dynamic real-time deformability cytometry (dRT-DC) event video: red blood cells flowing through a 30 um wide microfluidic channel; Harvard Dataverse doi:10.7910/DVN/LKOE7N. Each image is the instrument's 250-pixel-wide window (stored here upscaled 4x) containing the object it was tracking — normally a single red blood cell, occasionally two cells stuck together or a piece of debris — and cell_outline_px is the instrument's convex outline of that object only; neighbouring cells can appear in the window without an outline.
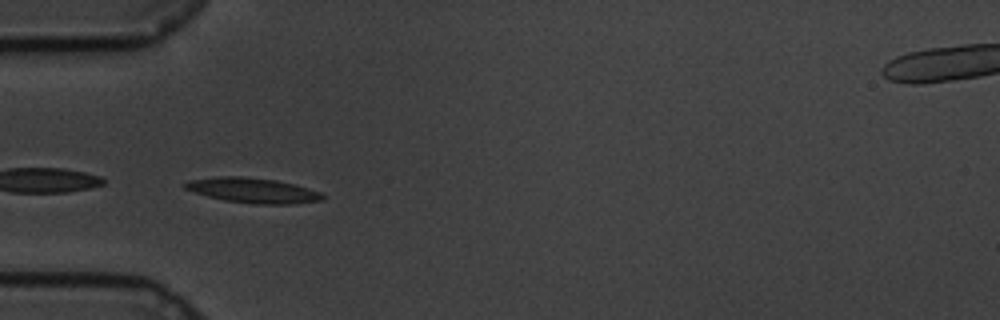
{"species": "common noctule bat (a hibernating species)", "species_latin": "Nyctalus noctula", "temperature_condition": "cold", "stored_images_in_passage": 49, "camera_frame_rate_fps": 3000, "um_per_image_px": 0.085, "animal": {"sex": "male", "body_mass_g": 19.5, "forearm_length_mm": 54.6}, "frame": {"image": 1, "passage_image": 8, "time_ms": 2.333, "image_size_px": [1000, 320], "cell_outline_px": [[324, 200], [292, 204], [252, 204], [224, 200], [208, 196], [184, 188], [180, 184], [188, 180], [220, 176], [240, 176], [276, 180], [308, 188], [320, 192], [324, 196]], "centroid_in_image_um": [21.47, 16.18], "position_along_channel_um": 63.5, "area_um2": 20.06}}
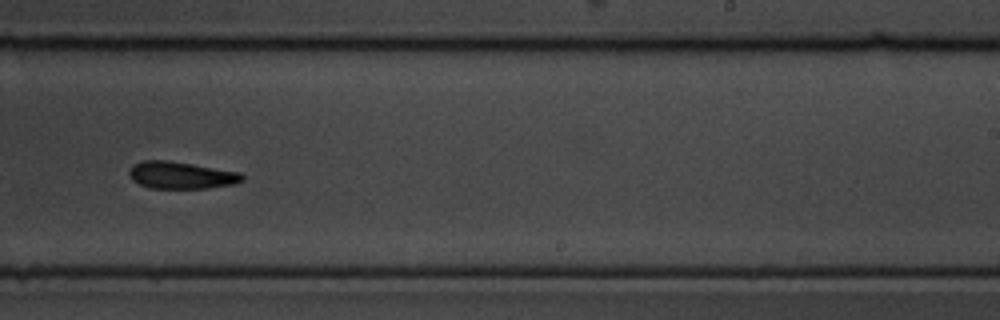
{"frame": {"image": 2, "passage_image": 27, "time_ms": 8.667, "image_size_px": [1000, 320], "cell_outline_px": [[244, 180], [232, 184], [208, 188], [148, 188], [132, 180], [128, 172], [132, 164], [140, 160], [168, 160], [240, 172], [244, 176]], "centroid_in_image_um": [15.35, 14.88], "position_along_channel_um": 273.6, "area_um2": 17.92}}
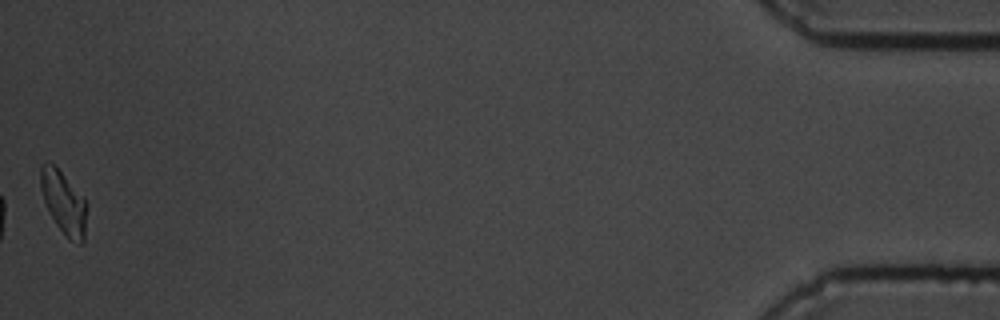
{"frame": {"image": 3, "passage_image": 49, "time_ms": 16.0, "image_size_px": [1000, 320], "cell_outline_px": [[88, 204], [84, 244], [80, 244], [68, 240], [56, 224], [48, 212], [40, 188], [40, 168], [44, 164], [52, 164], [60, 172]], "centroid_in_image_um": [5.43, 17.32], "position_along_channel_um": 429.8, "area_um2": 16.76}, "authors_computed_cell_mechanics": {"area_um2": 18.2648, "velocity_mm_per_s": 3.3566, "shape_relaxation_time_tau1_ms": 3.6651, "shape_relaxation_time_tau2_ms": 4.2644, "deformation_change_tau1": 0.1044, "deformation_change_tau2": 0.0929}}